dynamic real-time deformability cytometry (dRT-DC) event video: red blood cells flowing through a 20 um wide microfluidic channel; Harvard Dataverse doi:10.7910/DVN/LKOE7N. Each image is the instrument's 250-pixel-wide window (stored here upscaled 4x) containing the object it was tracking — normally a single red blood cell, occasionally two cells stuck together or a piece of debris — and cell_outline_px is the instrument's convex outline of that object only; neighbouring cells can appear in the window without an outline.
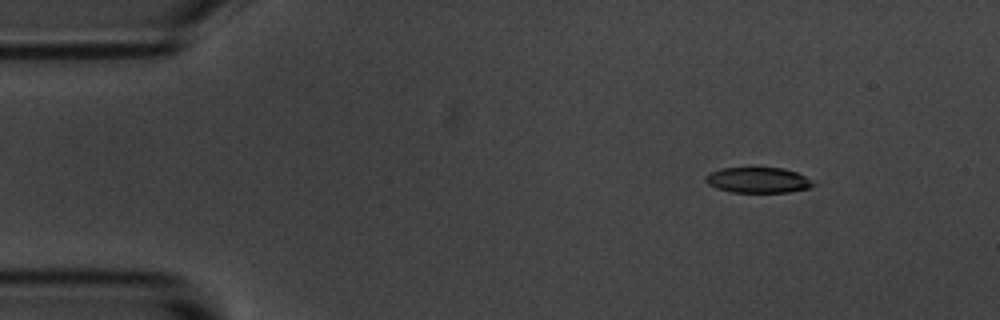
{"species": "common noctule bat (a hibernating species)", "species_latin": "Nyctalus noctula", "temperature_condition": "room temperature", "stored_images_in_passage": 9, "camera_frame_rate_fps": 3000, "um_per_image_px": 0.085, "animal": {"sex": "male", "body_mass_g": 20.1, "forearm_length_mm": 53.5}, "frame": {"image": 1, "passage_image": 1, "time_ms": 0.0, "image_size_px": [1000, 320], "cell_outline_px": [[816, 184], [808, 188], [788, 192], [732, 192], [716, 188], [708, 184], [704, 180], [704, 176], [708, 172], [720, 168], [784, 168], [796, 172], [804, 176]], "centroid_in_image_um": [64.37, 15.3], "position_along_channel_um": 20.6, "area_um2": 16.01}}
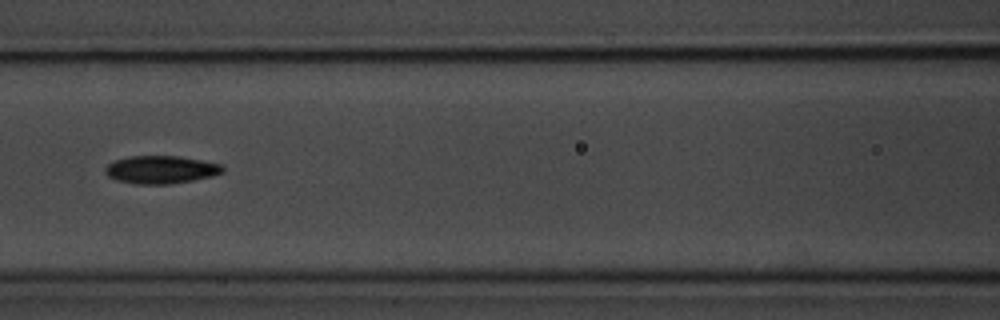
{"frame": {"image": 2, "passage_image": 6, "time_ms": 5.667, "image_size_px": [1000, 320], "cell_outline_px": [[224, 172], [212, 176], [172, 184], [136, 184], [116, 180], [108, 176], [104, 172], [104, 168], [108, 164], [116, 160], [128, 156], [176, 156], [200, 160], [220, 164], [224, 168]], "centroid_in_image_um": [13.65, 14.42], "position_along_channel_um": 153.0, "area_um2": 19.02}}
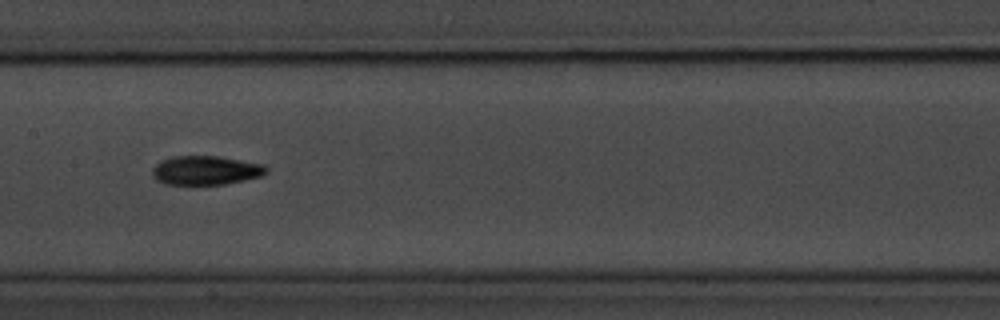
{"frame": {"image": 3, "passage_image": 7, "time_ms": 6.667, "image_size_px": [1000, 320], "cell_outline_px": [[268, 172], [260, 176], [244, 180], [224, 184], [164, 184], [156, 180], [152, 176], [152, 168], [160, 160], [172, 156], [220, 156], [264, 164], [268, 168]], "centroid_in_image_um": [17.47, 14.47], "position_along_channel_um": 189.9, "area_um2": 19.42}}